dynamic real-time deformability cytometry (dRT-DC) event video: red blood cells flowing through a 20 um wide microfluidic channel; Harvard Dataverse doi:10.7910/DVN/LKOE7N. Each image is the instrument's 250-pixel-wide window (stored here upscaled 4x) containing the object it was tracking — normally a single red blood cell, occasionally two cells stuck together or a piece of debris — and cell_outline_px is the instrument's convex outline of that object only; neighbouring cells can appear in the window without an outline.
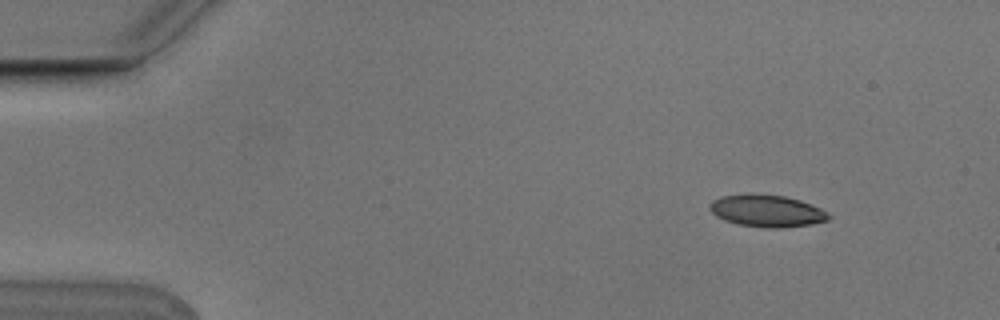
{"species": "Egyptian fruit bat (a non-hibernating species)", "species_latin": "Rousettus aegyptiacus", "temperature_condition": "cold", "stored_images_in_passage": 5, "camera_frame_rate_fps": 3000, "um_per_image_px": 0.085, "animal": {"sex": "male"}, "frame": {"image": 1, "passage_image": 1, "time_ms": 0.0, "image_size_px": [1000, 320], "cell_outline_px": [[832, 216], [828, 220], [812, 224], [776, 228], [768, 228], [740, 224], [724, 220], [716, 216], [708, 208], [708, 204], [712, 200], [720, 196], [752, 192], [784, 196], [800, 200], [820, 208], [828, 212]], "centroid_in_image_um": [65.15, 17.9], "position_along_channel_um": 19.8, "area_um2": 22.48}}
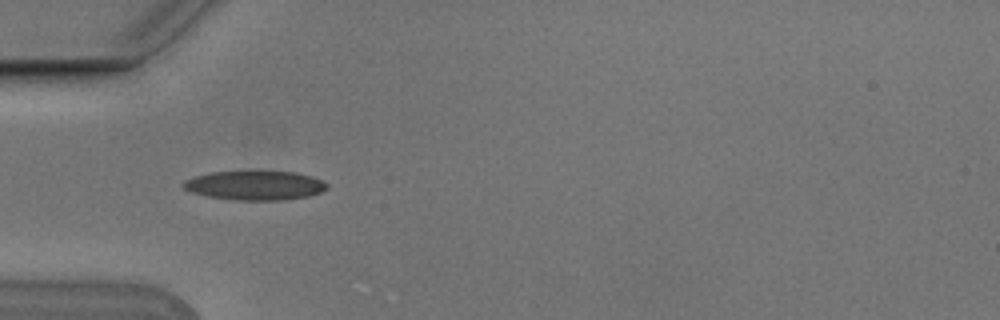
{"frame": {"image": 2, "passage_image": 4, "time_ms": 1.0, "image_size_px": [1000, 320], "cell_outline_px": [[328, 188], [320, 192], [308, 196], [284, 200], [236, 200], [208, 196], [192, 192], [184, 188], [180, 184], [184, 180], [196, 176], [212, 172], [296, 172], [312, 176], [328, 184]], "centroid_in_image_um": [21.68, 15.76], "position_along_channel_um": 63.3, "area_um2": 24.22}}